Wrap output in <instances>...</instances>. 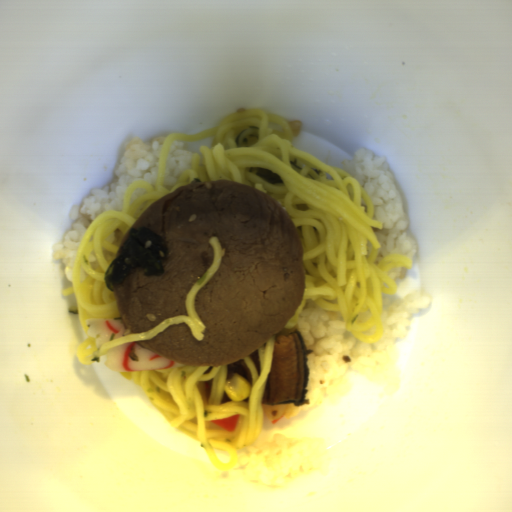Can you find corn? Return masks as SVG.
<instances>
[{"mask_svg": "<svg viewBox=\"0 0 512 512\" xmlns=\"http://www.w3.org/2000/svg\"><path fill=\"white\" fill-rule=\"evenodd\" d=\"M224 390L231 401L239 402L250 395L252 388L245 378L235 373L227 379Z\"/></svg>", "mask_w": 512, "mask_h": 512, "instance_id": "obj_1", "label": "corn"}]
</instances>
